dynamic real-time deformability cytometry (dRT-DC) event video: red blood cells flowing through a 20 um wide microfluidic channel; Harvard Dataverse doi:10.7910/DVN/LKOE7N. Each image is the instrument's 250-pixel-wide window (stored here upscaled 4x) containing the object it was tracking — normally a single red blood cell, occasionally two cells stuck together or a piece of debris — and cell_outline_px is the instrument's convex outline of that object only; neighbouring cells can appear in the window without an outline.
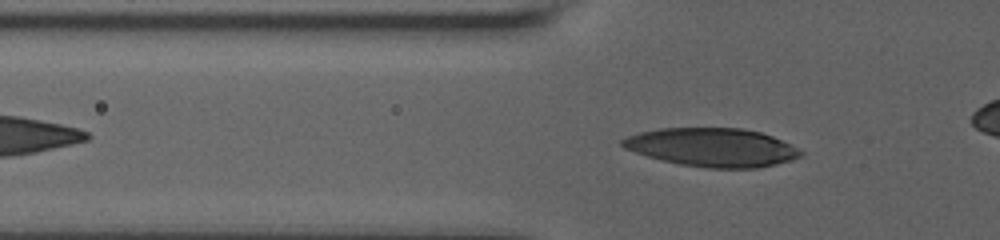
{"species": "human", "species_latin": "Homo sapiens", "temperature_condition": "room temperature", "stored_images_in_passage": 42, "camera_frame_rate_fps": 3000, "um_per_image_px": 0.085, "donor": {"sex": "male"}, "frame": {"image": 1, "passage_image": 9, "time_ms": 2.667, "image_size_px": [1000, 240], "cell_outline_px": [[804, 152], [800, 156], [792, 160], [776, 164], [756, 168], [708, 168], [680, 164], [648, 156], [624, 148], [620, 144], [620, 140], [628, 136], [640, 132], [660, 128], [740, 128], [760, 132], [772, 136]], "centroid_in_image_um": [60.52, 12.52], "position_along_channel_um": 65.3, "area_um2": 39.65}}
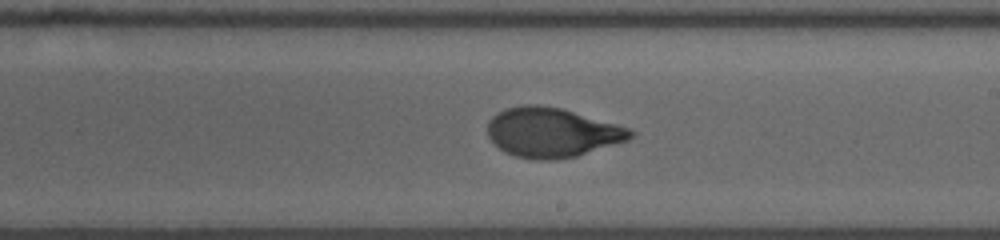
{"frame": {"image": 2, "passage_image": 24, "time_ms": 7.667, "image_size_px": [1000, 240], "cell_outline_px": [[636, 136], [628, 140], [576, 156], [552, 160], [536, 160], [516, 156], [504, 152], [488, 136], [488, 120], [492, 116], [508, 108], [524, 104], [536, 104], [560, 108], [616, 124], [628, 128], [636, 132]], "centroid_in_image_um": [46.92, 11.26], "position_along_channel_um": 242.1, "area_um2": 40.92}}
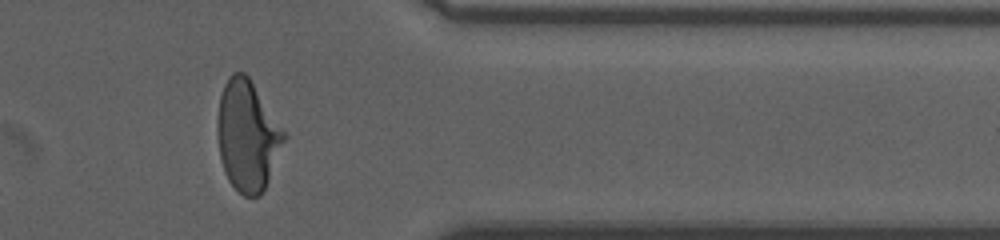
{"frame": {"image": 3, "passage_image": 37, "time_ms": 12.0, "image_size_px": [1000, 240], "cell_outline_px": [[288, 136], [268, 180], [260, 196], [244, 196], [228, 180], [224, 172], [220, 160], [216, 132], [216, 120], [220, 96], [224, 84], [228, 76], [232, 72], [244, 72], [248, 76], [288, 132]], "centroid_in_image_um": [21.04, 11.5], "position_along_channel_um": 390.4, "area_um2": 43.58}}